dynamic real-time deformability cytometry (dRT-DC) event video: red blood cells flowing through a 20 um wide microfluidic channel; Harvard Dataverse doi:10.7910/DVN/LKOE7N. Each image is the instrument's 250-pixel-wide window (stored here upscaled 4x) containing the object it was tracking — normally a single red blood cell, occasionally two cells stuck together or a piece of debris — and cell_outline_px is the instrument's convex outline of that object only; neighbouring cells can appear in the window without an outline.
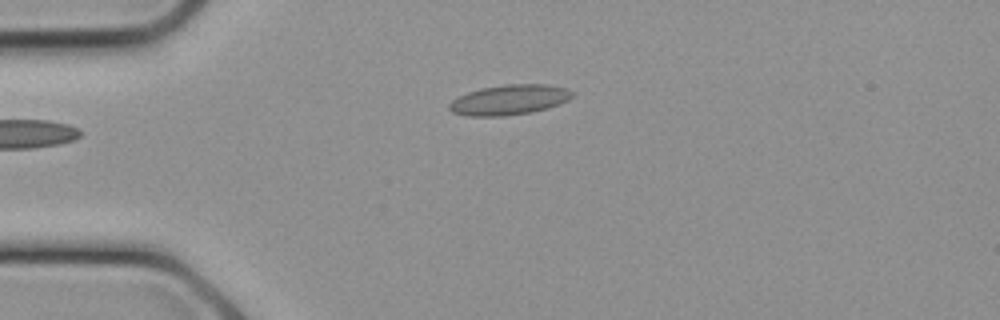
{"species": "common noctule bat (a hibernating species)", "species_latin": "Nyctalus noctula", "temperature_condition": "cold", "stored_images_in_passage": 4, "camera_frame_rate_fps": 3000, "um_per_image_px": 0.085, "animal": {"sex": "female", "body_mass_g": 21.9}, "frame": {"image": 1, "passage_image": 1, "time_ms": 0.0, "image_size_px": [1000, 320], "cell_outline_px": [[576, 92], [568, 100], [548, 108], [532, 112], [504, 116], [468, 116], [452, 112], [448, 108], [448, 104], [452, 100], [468, 92], [480, 88], [508, 84], [548, 84], [564, 88]], "centroid_in_image_um": [43.29, 8.48], "position_along_channel_um": 41.7, "area_um2": 21.62}}
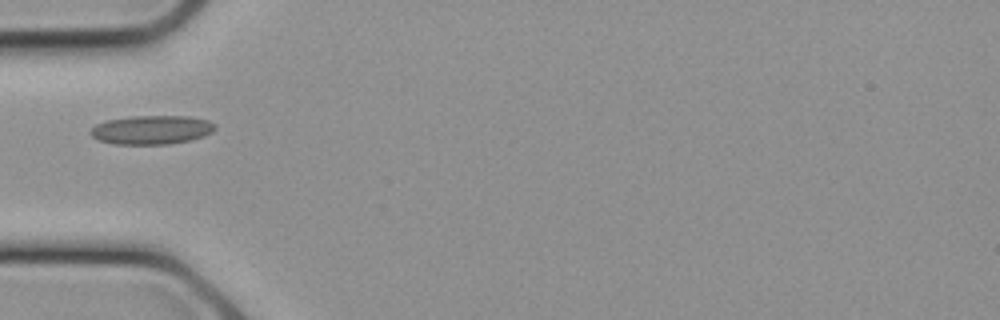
{"frame": {"image": 2, "passage_image": 3, "time_ms": 0.667, "image_size_px": [1000, 320], "cell_outline_px": [[216, 128], [212, 132], [204, 136], [192, 140], [168, 144], [112, 144], [100, 140], [92, 136], [92, 128], [96, 124], [108, 120], [136, 116], [188, 116], [208, 120], [216, 124]], "centroid_in_image_um": [12.95, 11.04], "position_along_channel_um": 72.1, "area_um2": 20.87}}